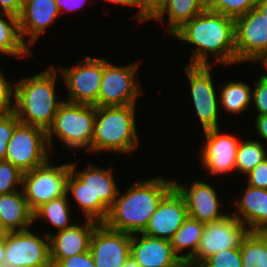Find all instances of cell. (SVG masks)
I'll return each mask as SVG.
<instances>
[{"label":"cell","instance_id":"6da1fadb","mask_svg":"<svg viewBox=\"0 0 267 267\" xmlns=\"http://www.w3.org/2000/svg\"><path fill=\"white\" fill-rule=\"evenodd\" d=\"M172 36L192 46L187 65L224 66L236 62L235 23L234 19L208 9L186 22ZM210 55L214 56L209 62Z\"/></svg>","mask_w":267,"mask_h":267},{"label":"cell","instance_id":"7a4b0ae2","mask_svg":"<svg viewBox=\"0 0 267 267\" xmlns=\"http://www.w3.org/2000/svg\"><path fill=\"white\" fill-rule=\"evenodd\" d=\"M174 188V180L156 176L135 182L121 193L120 189L107 219L108 228L129 234L143 233L161 200Z\"/></svg>","mask_w":267,"mask_h":267},{"label":"cell","instance_id":"3957f363","mask_svg":"<svg viewBox=\"0 0 267 267\" xmlns=\"http://www.w3.org/2000/svg\"><path fill=\"white\" fill-rule=\"evenodd\" d=\"M58 73L54 65H49L46 70L15 82L14 112L20 123L45 131L52 126L58 108L64 102L56 95Z\"/></svg>","mask_w":267,"mask_h":267},{"label":"cell","instance_id":"277c9868","mask_svg":"<svg viewBox=\"0 0 267 267\" xmlns=\"http://www.w3.org/2000/svg\"><path fill=\"white\" fill-rule=\"evenodd\" d=\"M74 162L70 163L66 194L73 195L83 218L103 223L119 192L113 170L89 164L77 171Z\"/></svg>","mask_w":267,"mask_h":267},{"label":"cell","instance_id":"5b68a950","mask_svg":"<svg viewBox=\"0 0 267 267\" xmlns=\"http://www.w3.org/2000/svg\"><path fill=\"white\" fill-rule=\"evenodd\" d=\"M136 105L95 107L91 153L130 154L140 145Z\"/></svg>","mask_w":267,"mask_h":267},{"label":"cell","instance_id":"8992f818","mask_svg":"<svg viewBox=\"0 0 267 267\" xmlns=\"http://www.w3.org/2000/svg\"><path fill=\"white\" fill-rule=\"evenodd\" d=\"M95 106L64 101L58 108L52 126L47 130V141L52 149L54 136L73 151L91 152L94 135Z\"/></svg>","mask_w":267,"mask_h":267},{"label":"cell","instance_id":"52a82bcc","mask_svg":"<svg viewBox=\"0 0 267 267\" xmlns=\"http://www.w3.org/2000/svg\"><path fill=\"white\" fill-rule=\"evenodd\" d=\"M50 152L47 131L19 123L8 142L4 160L24 173L46 164L50 160Z\"/></svg>","mask_w":267,"mask_h":267},{"label":"cell","instance_id":"ba28073f","mask_svg":"<svg viewBox=\"0 0 267 267\" xmlns=\"http://www.w3.org/2000/svg\"><path fill=\"white\" fill-rule=\"evenodd\" d=\"M140 62L118 66L103 58V75L98 94V107L136 105L143 92L136 74Z\"/></svg>","mask_w":267,"mask_h":267},{"label":"cell","instance_id":"9c48e42d","mask_svg":"<svg viewBox=\"0 0 267 267\" xmlns=\"http://www.w3.org/2000/svg\"><path fill=\"white\" fill-rule=\"evenodd\" d=\"M70 163L53 165L51 159L44 165L23 173L22 190L34 212L45 202L66 194Z\"/></svg>","mask_w":267,"mask_h":267},{"label":"cell","instance_id":"30bf717a","mask_svg":"<svg viewBox=\"0 0 267 267\" xmlns=\"http://www.w3.org/2000/svg\"><path fill=\"white\" fill-rule=\"evenodd\" d=\"M57 69L68 90L67 102L98 107V94L103 75V58L86 55L70 68Z\"/></svg>","mask_w":267,"mask_h":267},{"label":"cell","instance_id":"8fae6325","mask_svg":"<svg viewBox=\"0 0 267 267\" xmlns=\"http://www.w3.org/2000/svg\"><path fill=\"white\" fill-rule=\"evenodd\" d=\"M31 229L4 233V267H51L49 237Z\"/></svg>","mask_w":267,"mask_h":267},{"label":"cell","instance_id":"7c38bea8","mask_svg":"<svg viewBox=\"0 0 267 267\" xmlns=\"http://www.w3.org/2000/svg\"><path fill=\"white\" fill-rule=\"evenodd\" d=\"M212 66L184 67L189 80L190 96L203 131L221 128L219 121V96L212 78Z\"/></svg>","mask_w":267,"mask_h":267},{"label":"cell","instance_id":"4fadbf2b","mask_svg":"<svg viewBox=\"0 0 267 267\" xmlns=\"http://www.w3.org/2000/svg\"><path fill=\"white\" fill-rule=\"evenodd\" d=\"M248 233L249 229L231 213L222 220L206 224L197 251L185 266L198 267L219 251L239 248Z\"/></svg>","mask_w":267,"mask_h":267},{"label":"cell","instance_id":"5bb4252c","mask_svg":"<svg viewBox=\"0 0 267 267\" xmlns=\"http://www.w3.org/2000/svg\"><path fill=\"white\" fill-rule=\"evenodd\" d=\"M236 62H258L267 54V17L254 7L234 19Z\"/></svg>","mask_w":267,"mask_h":267},{"label":"cell","instance_id":"9a60e30c","mask_svg":"<svg viewBox=\"0 0 267 267\" xmlns=\"http://www.w3.org/2000/svg\"><path fill=\"white\" fill-rule=\"evenodd\" d=\"M203 132L206 140L199 152L203 168L213 176L234 172L239 139L233 135L222 134L220 128Z\"/></svg>","mask_w":267,"mask_h":267},{"label":"cell","instance_id":"2e32d148","mask_svg":"<svg viewBox=\"0 0 267 267\" xmlns=\"http://www.w3.org/2000/svg\"><path fill=\"white\" fill-rule=\"evenodd\" d=\"M132 235L99 223L90 240L89 251L96 267H122L130 256Z\"/></svg>","mask_w":267,"mask_h":267},{"label":"cell","instance_id":"e0dca14e","mask_svg":"<svg viewBox=\"0 0 267 267\" xmlns=\"http://www.w3.org/2000/svg\"><path fill=\"white\" fill-rule=\"evenodd\" d=\"M174 187L183 196L188 216L204 224L224 219L230 213L221 212V206L217 191L207 182L195 180L190 183L180 184L174 180Z\"/></svg>","mask_w":267,"mask_h":267},{"label":"cell","instance_id":"ac0fdd59","mask_svg":"<svg viewBox=\"0 0 267 267\" xmlns=\"http://www.w3.org/2000/svg\"><path fill=\"white\" fill-rule=\"evenodd\" d=\"M99 222L85 219L84 223L74 224L72 227L57 232L48 231L49 257L51 267H55L61 260L87 252L94 228Z\"/></svg>","mask_w":267,"mask_h":267},{"label":"cell","instance_id":"d6986e66","mask_svg":"<svg viewBox=\"0 0 267 267\" xmlns=\"http://www.w3.org/2000/svg\"><path fill=\"white\" fill-rule=\"evenodd\" d=\"M188 217L183 196L174 187L160 202L143 234L170 240Z\"/></svg>","mask_w":267,"mask_h":267},{"label":"cell","instance_id":"ffe728a7","mask_svg":"<svg viewBox=\"0 0 267 267\" xmlns=\"http://www.w3.org/2000/svg\"><path fill=\"white\" fill-rule=\"evenodd\" d=\"M59 15L55 0H29L22 6L18 16L19 31L29 49Z\"/></svg>","mask_w":267,"mask_h":267},{"label":"cell","instance_id":"44dd1931","mask_svg":"<svg viewBox=\"0 0 267 267\" xmlns=\"http://www.w3.org/2000/svg\"><path fill=\"white\" fill-rule=\"evenodd\" d=\"M130 256L141 267H186L174 253L170 240L143 233L132 234Z\"/></svg>","mask_w":267,"mask_h":267},{"label":"cell","instance_id":"7402d4cb","mask_svg":"<svg viewBox=\"0 0 267 267\" xmlns=\"http://www.w3.org/2000/svg\"><path fill=\"white\" fill-rule=\"evenodd\" d=\"M244 194L235 198L232 215L249 231L267 232V190L247 185Z\"/></svg>","mask_w":267,"mask_h":267},{"label":"cell","instance_id":"603a6c76","mask_svg":"<svg viewBox=\"0 0 267 267\" xmlns=\"http://www.w3.org/2000/svg\"><path fill=\"white\" fill-rule=\"evenodd\" d=\"M0 222L6 232L24 231L33 226V211L22 188L8 194H0Z\"/></svg>","mask_w":267,"mask_h":267},{"label":"cell","instance_id":"cb8c5ba5","mask_svg":"<svg viewBox=\"0 0 267 267\" xmlns=\"http://www.w3.org/2000/svg\"><path fill=\"white\" fill-rule=\"evenodd\" d=\"M206 9L205 0H166L150 17V20L161 21L168 16L167 34L171 36L186 22Z\"/></svg>","mask_w":267,"mask_h":267},{"label":"cell","instance_id":"d4e9b609","mask_svg":"<svg viewBox=\"0 0 267 267\" xmlns=\"http://www.w3.org/2000/svg\"><path fill=\"white\" fill-rule=\"evenodd\" d=\"M205 225L206 224L188 216L170 239L174 253L183 263L186 264L195 255ZM187 248L189 251L186 253ZM184 250H186L185 253Z\"/></svg>","mask_w":267,"mask_h":267},{"label":"cell","instance_id":"484cf974","mask_svg":"<svg viewBox=\"0 0 267 267\" xmlns=\"http://www.w3.org/2000/svg\"><path fill=\"white\" fill-rule=\"evenodd\" d=\"M0 53L13 58L31 56L32 50L23 42L18 17L0 12Z\"/></svg>","mask_w":267,"mask_h":267},{"label":"cell","instance_id":"4316f807","mask_svg":"<svg viewBox=\"0 0 267 267\" xmlns=\"http://www.w3.org/2000/svg\"><path fill=\"white\" fill-rule=\"evenodd\" d=\"M252 88L242 81L231 80L227 82L218 93L219 105H222L219 107L224 108L223 110L230 114H242L252 107Z\"/></svg>","mask_w":267,"mask_h":267},{"label":"cell","instance_id":"83f0119b","mask_svg":"<svg viewBox=\"0 0 267 267\" xmlns=\"http://www.w3.org/2000/svg\"><path fill=\"white\" fill-rule=\"evenodd\" d=\"M70 196L67 194L53 199L49 202H45L33 212L34 222L37 219H43L48 221L56 232L72 227L76 222H70L71 220V208H70Z\"/></svg>","mask_w":267,"mask_h":267},{"label":"cell","instance_id":"f1b7e54d","mask_svg":"<svg viewBox=\"0 0 267 267\" xmlns=\"http://www.w3.org/2000/svg\"><path fill=\"white\" fill-rule=\"evenodd\" d=\"M240 251L242 267H267V232L249 231Z\"/></svg>","mask_w":267,"mask_h":267},{"label":"cell","instance_id":"f546056e","mask_svg":"<svg viewBox=\"0 0 267 267\" xmlns=\"http://www.w3.org/2000/svg\"><path fill=\"white\" fill-rule=\"evenodd\" d=\"M260 140H240L235 159V172L247 175L261 161L267 158V150Z\"/></svg>","mask_w":267,"mask_h":267},{"label":"cell","instance_id":"4dcf8cb0","mask_svg":"<svg viewBox=\"0 0 267 267\" xmlns=\"http://www.w3.org/2000/svg\"><path fill=\"white\" fill-rule=\"evenodd\" d=\"M206 9L236 19L256 7L254 0H205Z\"/></svg>","mask_w":267,"mask_h":267},{"label":"cell","instance_id":"1f68e13d","mask_svg":"<svg viewBox=\"0 0 267 267\" xmlns=\"http://www.w3.org/2000/svg\"><path fill=\"white\" fill-rule=\"evenodd\" d=\"M22 181L23 172L19 168L9 161L0 160V194H8L21 189Z\"/></svg>","mask_w":267,"mask_h":267},{"label":"cell","instance_id":"d6a6232c","mask_svg":"<svg viewBox=\"0 0 267 267\" xmlns=\"http://www.w3.org/2000/svg\"><path fill=\"white\" fill-rule=\"evenodd\" d=\"M198 267H242L240 247L219 251L205 259Z\"/></svg>","mask_w":267,"mask_h":267},{"label":"cell","instance_id":"836d02e7","mask_svg":"<svg viewBox=\"0 0 267 267\" xmlns=\"http://www.w3.org/2000/svg\"><path fill=\"white\" fill-rule=\"evenodd\" d=\"M19 120L14 111L0 112V160H4L7 145Z\"/></svg>","mask_w":267,"mask_h":267},{"label":"cell","instance_id":"e575fe53","mask_svg":"<svg viewBox=\"0 0 267 267\" xmlns=\"http://www.w3.org/2000/svg\"><path fill=\"white\" fill-rule=\"evenodd\" d=\"M0 68V112H11L15 109V81L10 83Z\"/></svg>","mask_w":267,"mask_h":267},{"label":"cell","instance_id":"d590c367","mask_svg":"<svg viewBox=\"0 0 267 267\" xmlns=\"http://www.w3.org/2000/svg\"><path fill=\"white\" fill-rule=\"evenodd\" d=\"M251 103L254 104L256 115L267 114V75H260L255 88H252Z\"/></svg>","mask_w":267,"mask_h":267},{"label":"cell","instance_id":"8d00e7d4","mask_svg":"<svg viewBox=\"0 0 267 267\" xmlns=\"http://www.w3.org/2000/svg\"><path fill=\"white\" fill-rule=\"evenodd\" d=\"M247 185L267 190V158L246 175Z\"/></svg>","mask_w":267,"mask_h":267},{"label":"cell","instance_id":"74e56055","mask_svg":"<svg viewBox=\"0 0 267 267\" xmlns=\"http://www.w3.org/2000/svg\"><path fill=\"white\" fill-rule=\"evenodd\" d=\"M55 267H96L90 251L61 260Z\"/></svg>","mask_w":267,"mask_h":267},{"label":"cell","instance_id":"f35d334b","mask_svg":"<svg viewBox=\"0 0 267 267\" xmlns=\"http://www.w3.org/2000/svg\"><path fill=\"white\" fill-rule=\"evenodd\" d=\"M106 2H111L112 4L115 5H120V6H133L138 8V12L136 13L135 17L138 19L137 21L139 22H147L149 21L150 16L141 8L140 5V0H104Z\"/></svg>","mask_w":267,"mask_h":267},{"label":"cell","instance_id":"ab89813d","mask_svg":"<svg viewBox=\"0 0 267 267\" xmlns=\"http://www.w3.org/2000/svg\"><path fill=\"white\" fill-rule=\"evenodd\" d=\"M88 0H55L61 13L81 9Z\"/></svg>","mask_w":267,"mask_h":267},{"label":"cell","instance_id":"60d3db41","mask_svg":"<svg viewBox=\"0 0 267 267\" xmlns=\"http://www.w3.org/2000/svg\"><path fill=\"white\" fill-rule=\"evenodd\" d=\"M22 6L17 0H0V12L19 16Z\"/></svg>","mask_w":267,"mask_h":267},{"label":"cell","instance_id":"b9f144b4","mask_svg":"<svg viewBox=\"0 0 267 267\" xmlns=\"http://www.w3.org/2000/svg\"><path fill=\"white\" fill-rule=\"evenodd\" d=\"M166 0H140L141 8L151 17Z\"/></svg>","mask_w":267,"mask_h":267},{"label":"cell","instance_id":"7bdbcfd3","mask_svg":"<svg viewBox=\"0 0 267 267\" xmlns=\"http://www.w3.org/2000/svg\"><path fill=\"white\" fill-rule=\"evenodd\" d=\"M255 126L259 137L267 142V114L256 115Z\"/></svg>","mask_w":267,"mask_h":267},{"label":"cell","instance_id":"ee69618b","mask_svg":"<svg viewBox=\"0 0 267 267\" xmlns=\"http://www.w3.org/2000/svg\"><path fill=\"white\" fill-rule=\"evenodd\" d=\"M5 250H4V234L0 236V267H4Z\"/></svg>","mask_w":267,"mask_h":267},{"label":"cell","instance_id":"f6af8a7d","mask_svg":"<svg viewBox=\"0 0 267 267\" xmlns=\"http://www.w3.org/2000/svg\"><path fill=\"white\" fill-rule=\"evenodd\" d=\"M256 7L267 17V0H259Z\"/></svg>","mask_w":267,"mask_h":267},{"label":"cell","instance_id":"bcb514c9","mask_svg":"<svg viewBox=\"0 0 267 267\" xmlns=\"http://www.w3.org/2000/svg\"><path fill=\"white\" fill-rule=\"evenodd\" d=\"M122 267H141V265L129 256Z\"/></svg>","mask_w":267,"mask_h":267},{"label":"cell","instance_id":"7dc6e473","mask_svg":"<svg viewBox=\"0 0 267 267\" xmlns=\"http://www.w3.org/2000/svg\"><path fill=\"white\" fill-rule=\"evenodd\" d=\"M258 62L259 63L261 62L260 64H263L264 69L267 71V54L264 57H262Z\"/></svg>","mask_w":267,"mask_h":267},{"label":"cell","instance_id":"c3c4849f","mask_svg":"<svg viewBox=\"0 0 267 267\" xmlns=\"http://www.w3.org/2000/svg\"><path fill=\"white\" fill-rule=\"evenodd\" d=\"M18 3L23 6L26 2H28L29 0H17Z\"/></svg>","mask_w":267,"mask_h":267},{"label":"cell","instance_id":"681fc988","mask_svg":"<svg viewBox=\"0 0 267 267\" xmlns=\"http://www.w3.org/2000/svg\"><path fill=\"white\" fill-rule=\"evenodd\" d=\"M6 231L2 228L1 222H0V236L3 235Z\"/></svg>","mask_w":267,"mask_h":267}]
</instances>
